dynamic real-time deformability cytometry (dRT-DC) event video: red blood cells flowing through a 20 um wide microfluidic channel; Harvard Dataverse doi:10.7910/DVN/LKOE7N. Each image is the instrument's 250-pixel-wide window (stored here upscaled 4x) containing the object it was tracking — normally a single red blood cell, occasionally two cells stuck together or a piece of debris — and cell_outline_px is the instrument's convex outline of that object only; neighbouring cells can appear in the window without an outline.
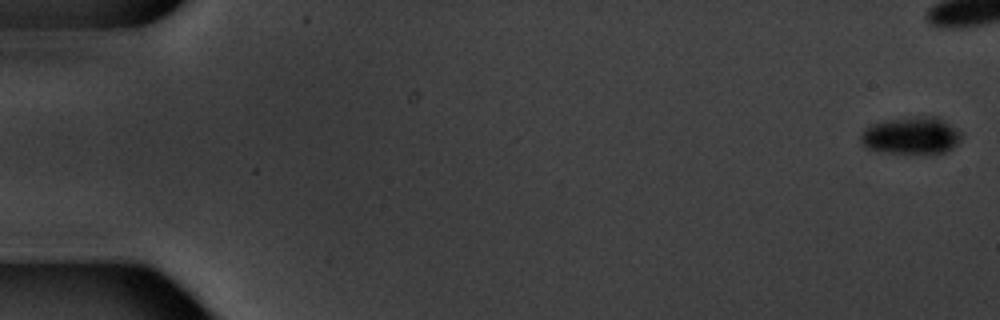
{"species": "common noctule bat (a hibernating species)", "species_latin": "Nyctalus noctula", "temperature_condition": "warm", "stored_images_in_passage": 8, "camera_frame_rate_fps": 3000, "um_per_image_px": 0.085, "animal": {"sex": "male", "body_mass_g": 20.1, "forearm_length_mm": 53.5}, "frame": {"image": 1, "passage_image": 1, "time_ms": 0.0, "image_size_px": [1000, 320], "cell_outline_px": [[960, 140], [952, 148], [944, 152], [932, 156], [924, 156], [888, 152], [868, 148], [860, 140], [860, 132], [864, 128], [872, 124], [884, 120], [924, 116], [936, 116], [960, 132]], "centroid_in_image_um": [77.45, 11.56], "position_along_channel_um": 7.6, "area_um2": 22.14}}
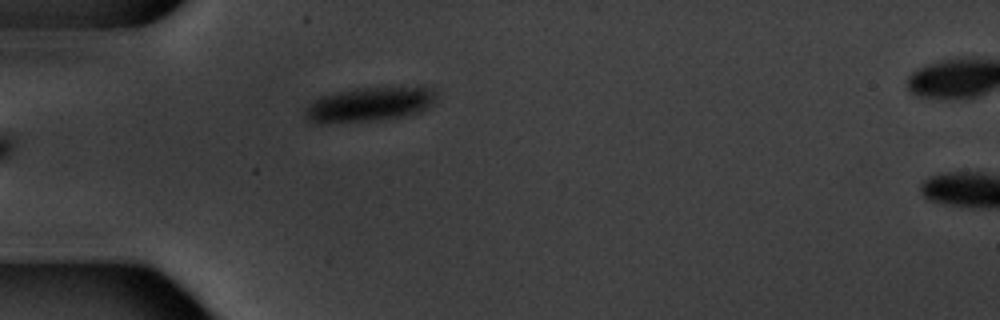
{"frame": {"image": 2, "passage_image": 7, "time_ms": 7.0, "image_size_px": [1000, 320], "cell_outline_px": [[436, 100], [424, 112], [404, 116], [376, 120], [320, 124], [316, 124], [308, 120], [304, 116], [304, 108], [308, 104], [320, 96], [336, 92], [356, 88], [400, 84], [432, 84], [436, 88]], "centroid_in_image_um": [31.54, 8.8], "position_along_channel_um": 53.5, "area_um2": 28.09}}